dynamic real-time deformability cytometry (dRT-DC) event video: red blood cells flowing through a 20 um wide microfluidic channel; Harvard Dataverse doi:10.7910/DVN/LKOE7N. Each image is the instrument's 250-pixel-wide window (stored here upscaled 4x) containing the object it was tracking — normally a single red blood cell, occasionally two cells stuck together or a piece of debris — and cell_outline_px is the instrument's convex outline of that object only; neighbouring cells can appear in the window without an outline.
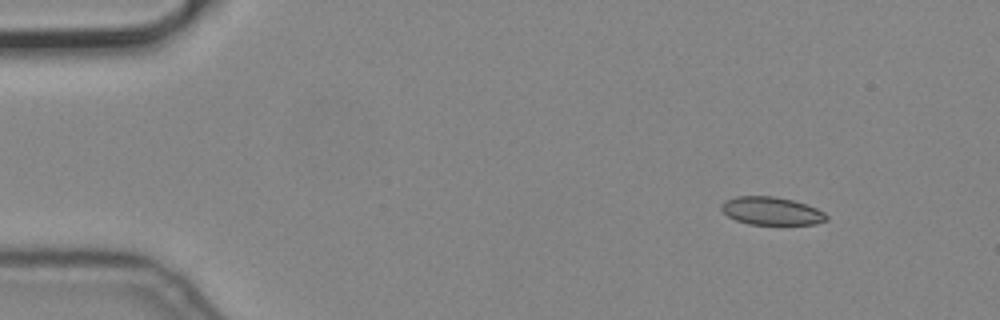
{"species": "common noctule bat (a hibernating species)", "species_latin": "Nyctalus noctula", "temperature_condition": "cold", "stored_images_in_passage": 3, "camera_frame_rate_fps": 3000, "um_per_image_px": 0.085, "animal": {"sex": "male", "body_mass_g": 19.2, "forearm_length_mm": 51.8}, "frame": {"image": 1, "passage_image": 1, "time_ms": 0.0, "image_size_px": [1000, 320], "cell_outline_px": [[828, 220], [816, 224], [748, 224], [736, 220], [728, 216], [720, 208], [720, 204], [724, 200], [736, 196], [776, 196], [792, 200], [816, 208], [824, 212], [828, 216]], "centroid_in_image_um": [65.55, 17.92], "position_along_channel_um": 19.4, "area_um2": 17.17}}
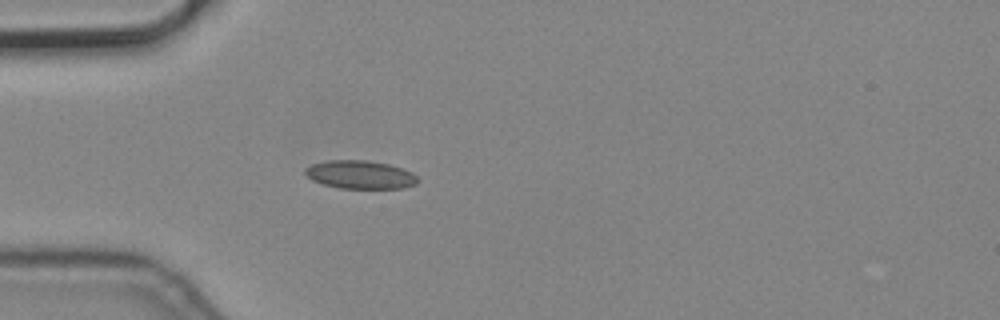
{"frame": {"image": 2, "passage_image": 3, "time_ms": 0.667, "image_size_px": [1000, 320], "cell_outline_px": [[416, 184], [404, 188], [340, 188], [324, 184], [312, 180], [304, 172], [304, 168], [312, 164], [328, 160], [364, 160], [388, 164], [412, 172], [416, 176]], "centroid_in_image_um": [30.59, 14.84], "position_along_channel_um": 54.4, "area_um2": 18.32}}